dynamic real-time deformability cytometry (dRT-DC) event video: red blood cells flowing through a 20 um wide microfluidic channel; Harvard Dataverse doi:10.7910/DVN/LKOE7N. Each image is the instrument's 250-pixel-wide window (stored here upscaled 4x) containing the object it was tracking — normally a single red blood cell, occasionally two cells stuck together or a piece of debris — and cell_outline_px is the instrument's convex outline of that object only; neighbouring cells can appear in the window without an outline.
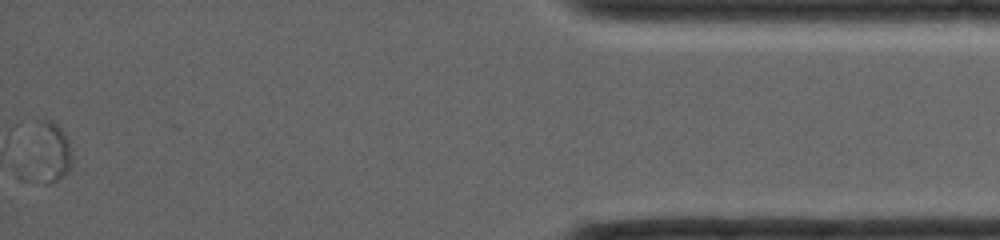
{"species": "common noctule bat (a hibernating species)", "species_latin": "Nyctalus noctula", "temperature_condition": "room temperature", "stored_images_in_passage": 34, "segment_of_instrument_passage": [2, 2], "camera_frame_rate_fps": 4000, "um_per_image_px": 0.085, "animal": {"sex": "female", "body_mass_g": 19.0, "forearm_length_mm": 56.7}, "frame": {"image": 1, "passage_image": 34, "time_ms": 14.75, "image_size_px": [1000, 240], "cell_outline_px": [[72, 164], [56, 180], [48, 184], [36, 120], [48, 120], [56, 124], [60, 128], [68, 144]], "centroid_in_image_um": [4.56, 12.72], "position_along_channel_um": 430.6, "area_um2": 10.17}}